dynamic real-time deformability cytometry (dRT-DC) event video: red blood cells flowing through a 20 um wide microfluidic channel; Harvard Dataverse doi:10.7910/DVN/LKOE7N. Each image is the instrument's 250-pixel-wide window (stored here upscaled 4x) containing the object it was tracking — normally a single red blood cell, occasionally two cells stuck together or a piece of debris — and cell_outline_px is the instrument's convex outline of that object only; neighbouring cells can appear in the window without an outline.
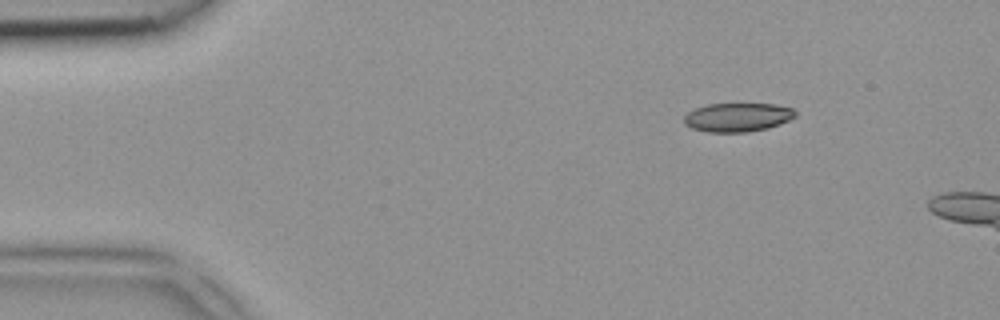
{"species": "common noctule bat (a hibernating species)", "species_latin": "Nyctalus noctula", "temperature_condition": "room temperature", "stored_images_in_passage": 4, "camera_frame_rate_fps": 3000, "um_per_image_px": 0.085, "animal": {"sex": "female", "body_mass_g": 18.4}, "frame": {"image": 1, "passage_image": 1, "time_ms": 0.0, "image_size_px": [1000, 320], "cell_outline_px": [[796, 116], [780, 124], [768, 128], [748, 132], [708, 132], [692, 128], [684, 124], [684, 116], [688, 112], [696, 108], [708, 104], [772, 104], [792, 108], [796, 112]], "centroid_in_image_um": [62.68, 9.97], "position_along_channel_um": 22.3, "area_um2": 18.61}}